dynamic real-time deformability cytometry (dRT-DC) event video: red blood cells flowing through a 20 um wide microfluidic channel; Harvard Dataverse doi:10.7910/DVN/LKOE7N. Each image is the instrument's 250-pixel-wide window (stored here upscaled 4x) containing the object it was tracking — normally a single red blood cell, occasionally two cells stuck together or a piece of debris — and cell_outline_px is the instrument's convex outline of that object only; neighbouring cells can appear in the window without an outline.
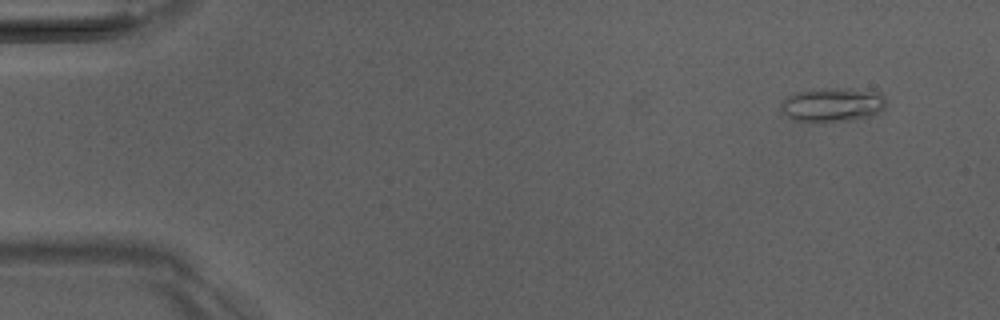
{"species": "Egyptian fruit bat (a non-hibernating species)", "species_latin": "Rousettus aegyptiacus", "temperature_condition": "room temperature", "stored_images_in_passage": 13, "camera_frame_rate_fps": 3000, "um_per_image_px": 0.085, "animal": {"sex": "male"}, "frame": {"image": 1, "passage_image": 1, "time_ms": 0.0, "image_size_px": [1000, 320], "cell_outline_px": [[884, 108], [880, 112], [868, 116], [852, 120], [816, 124], [792, 120], [780, 108], [780, 100], [796, 92], [824, 88], [832, 88], [880, 92], [884, 96]], "centroid_in_image_um": [70.69, 8.94], "position_along_channel_um": 14.3, "area_um2": 21.15}}